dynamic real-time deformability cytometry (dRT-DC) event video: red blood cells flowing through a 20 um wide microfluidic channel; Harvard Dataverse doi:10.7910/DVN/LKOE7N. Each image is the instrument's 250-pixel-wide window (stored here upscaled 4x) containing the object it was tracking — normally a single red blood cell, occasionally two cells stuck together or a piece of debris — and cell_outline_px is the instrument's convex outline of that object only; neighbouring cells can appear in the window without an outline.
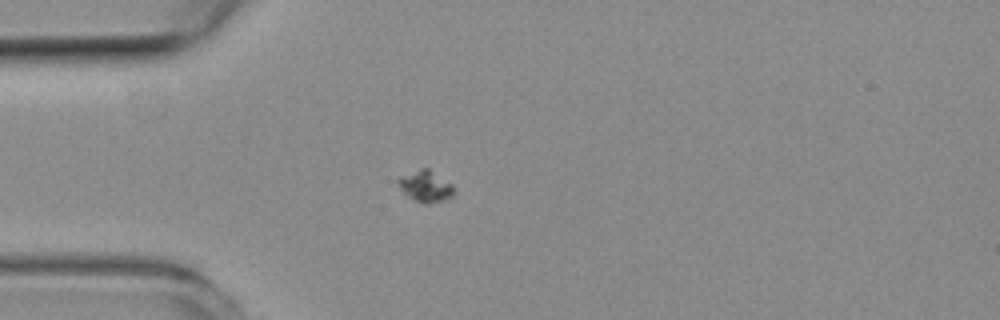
{"species": "common noctule bat (a hibernating species)", "species_latin": "Nyctalus noctula", "temperature_condition": "room temperature", "stored_images_in_passage": 55, "camera_frame_rate_fps": 3000, "um_per_image_px": 0.085, "animal": {"sex": "female", "body_mass_g": 19.3, "forearm_length_mm": 54.1}, "frame": {"image": 1, "passage_image": 16, "time_ms": 5.0, "image_size_px": [1000, 320], "cell_outline_px": [[456, 188], [452, 196], [444, 200], [428, 204], [424, 204], [404, 196], [396, 184], [396, 180], [420, 168], [428, 168], [452, 184]], "centroid_in_image_um": [36.15, 15.86], "position_along_channel_um": 48.8, "area_um2": 10.35}}
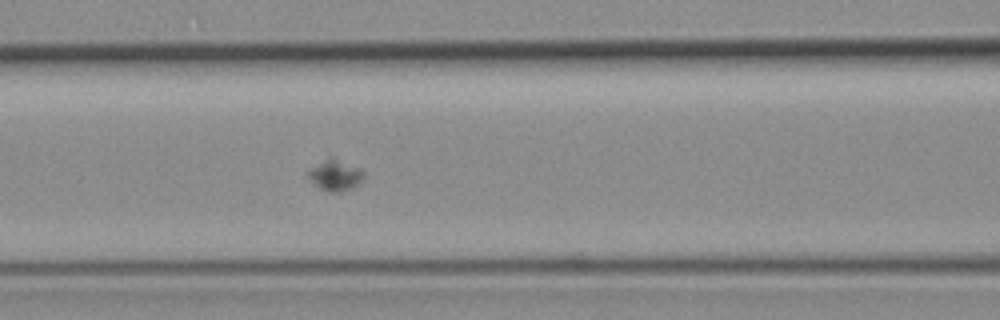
{"frame": {"image": 2, "passage_image": 24, "time_ms": 7.667, "image_size_px": [1000, 320], "cell_outline_px": [[364, 180], [352, 188], [340, 192], [328, 192], [320, 188], [304, 172], [328, 156], [332, 156], [360, 168], [364, 172]], "centroid_in_image_um": [28.5, 14.87], "position_along_channel_um": 138.1, "area_um2": 10.23}}